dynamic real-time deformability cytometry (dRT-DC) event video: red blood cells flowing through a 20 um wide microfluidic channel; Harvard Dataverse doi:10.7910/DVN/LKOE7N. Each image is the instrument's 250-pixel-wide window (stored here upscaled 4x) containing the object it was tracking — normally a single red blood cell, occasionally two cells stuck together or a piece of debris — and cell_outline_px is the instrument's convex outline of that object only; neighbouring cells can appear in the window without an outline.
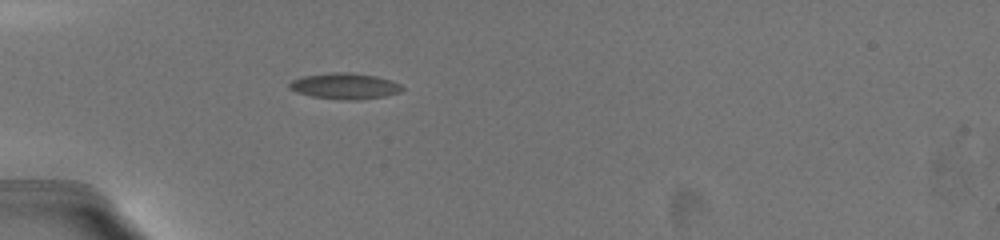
{"species": "common noctule bat (a hibernating species)", "species_latin": "Nyctalus noctula", "temperature_condition": "warm", "stored_images_in_passage": 55, "camera_frame_rate_fps": 3000, "um_per_image_px": 0.085, "animal": {"sex": "female", "body_mass_g": 19.5, "forearm_length_mm": 54.1}, "frame": {"image": 1, "passage_image": 1, "time_ms": 0.0, "image_size_px": [1000, 240], "cell_outline_px": [[404, 88], [400, 92], [384, 96], [360, 100], [344, 100], [312, 96], [296, 92], [288, 88], [288, 84], [292, 80], [304, 76], [376, 76], [392, 80], [400, 84]], "centroid_in_image_um": [29.35, 7.39], "position_along_channel_um": 55.7, "area_um2": 15.84}}
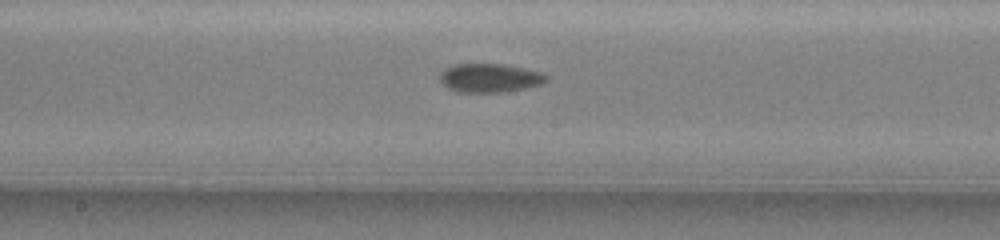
{"frame": {"image": 2, "passage_image": 31, "time_ms": 4.667, "image_size_px": [1000, 240], "cell_outline_px": [[548, 80], [540, 84], [524, 88], [504, 92], [456, 92], [448, 88], [440, 80], [440, 76], [448, 68], [456, 64], [500, 64], [536, 72], [548, 76]], "centroid_in_image_um": [41.6, 6.65], "position_along_channel_um": 206.6, "area_um2": 17.22}}
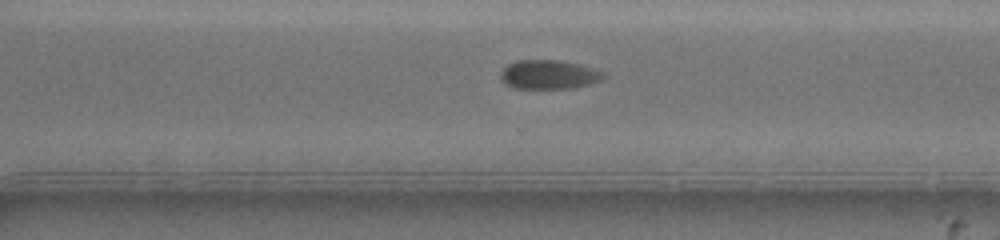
{"frame": {"image": 3, "passage_image": 54, "time_ms": 8.0, "image_size_px": [1000, 240], "cell_outline_px": [[604, 76], [600, 80], [588, 84], [568, 88], [512, 88], [504, 84], [500, 80], [500, 76], [504, 68], [508, 64], [520, 60], [548, 60], [572, 64], [600, 72]], "centroid_in_image_um": [46.5, 6.36], "position_along_channel_um": 324.1, "area_um2": 16.59}}